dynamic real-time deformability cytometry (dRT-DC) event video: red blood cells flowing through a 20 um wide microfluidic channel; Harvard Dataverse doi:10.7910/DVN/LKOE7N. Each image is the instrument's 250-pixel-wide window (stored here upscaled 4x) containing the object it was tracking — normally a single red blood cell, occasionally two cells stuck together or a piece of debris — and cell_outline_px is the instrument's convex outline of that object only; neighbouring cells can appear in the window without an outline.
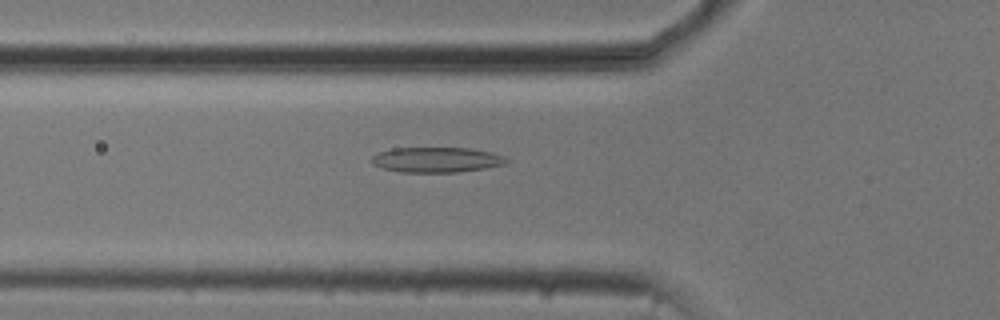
{"species": "common noctule bat (a hibernating species)", "species_latin": "Nyctalus noctula", "temperature_condition": "cold", "stored_images_in_passage": 20, "camera_frame_rate_fps": 3000, "um_per_image_px": 0.085, "animal": {"sex": "male", "body_mass_g": 20.5, "forearm_length_mm": 52.5}, "frame": {"image": 1, "passage_image": 7, "time_ms": 2.0, "image_size_px": [1000, 320], "cell_outline_px": [[508, 160], [504, 164], [484, 168], [456, 172], [400, 172], [380, 168], [372, 164], [372, 156], [376, 152], [392, 148], [472, 148], [492, 152], [504, 156]], "centroid_in_image_um": [37.05, 13.57], "position_along_channel_um": 88.7, "area_um2": 19.88}}
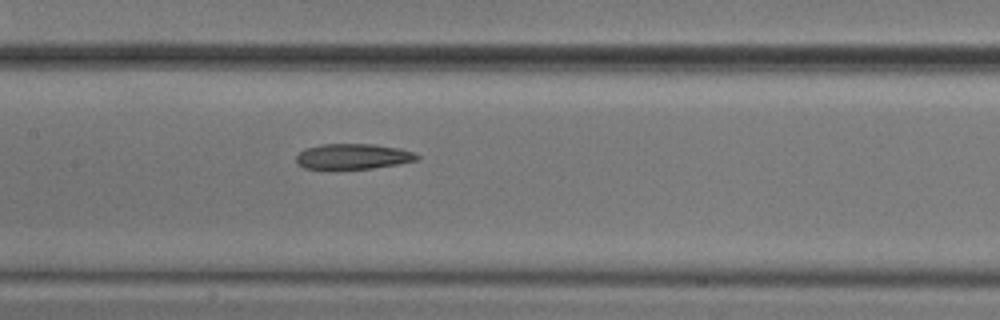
{"frame": {"image": 2, "passage_image": 14, "time_ms": 4.333, "image_size_px": [1000, 320], "cell_outline_px": [[420, 160], [400, 164], [372, 168], [304, 168], [296, 160], [296, 156], [304, 148], [320, 144], [376, 144], [400, 148], [412, 152], [420, 156]], "centroid_in_image_um": [30.06, 13.28], "position_along_channel_um": 177.3, "area_um2": 17.86}}
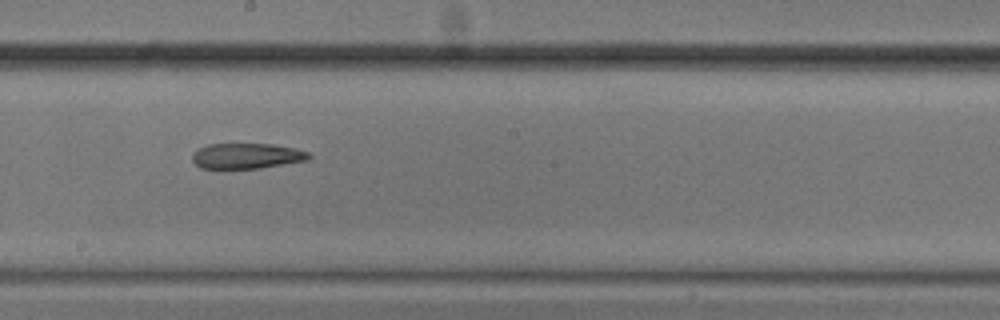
{"frame": {"image": 3, "passage_image": 18, "time_ms": 5.667, "image_size_px": [1000, 320], "cell_outline_px": [[312, 156], [308, 160], [260, 168], [224, 172], [200, 168], [192, 160], [192, 152], [208, 144], [272, 144], [296, 148], [308, 152]], "centroid_in_image_um": [20.9, 13.3], "position_along_channel_um": 227.3, "area_um2": 18.15}}